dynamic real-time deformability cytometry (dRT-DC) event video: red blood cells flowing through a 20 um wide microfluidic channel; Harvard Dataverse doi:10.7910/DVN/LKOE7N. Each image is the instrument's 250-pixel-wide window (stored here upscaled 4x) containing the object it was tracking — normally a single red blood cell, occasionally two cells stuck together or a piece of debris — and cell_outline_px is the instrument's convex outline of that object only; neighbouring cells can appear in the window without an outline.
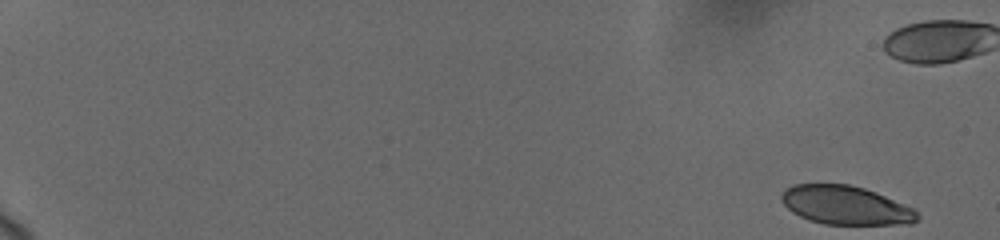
{"species": "human", "species_latin": "Homo sapiens", "temperature_condition": "cold", "stored_images_in_passage": 20, "camera_frame_rate_fps": 3000, "um_per_image_px": 0.085, "donor": {"sex": "female"}, "frame": {"image": 1, "passage_image": 1, "time_ms": 0.0, "image_size_px": [1000, 240], "cell_outline_px": [[920, 220], [912, 224], [824, 224], [800, 216], [792, 212], [780, 200], [780, 196], [784, 188], [792, 184], [848, 184], [864, 188], [876, 192], [916, 208], [920, 216]], "centroid_in_image_um": [71.92, 17.44], "position_along_channel_um": 13.1, "area_um2": 30.98}}
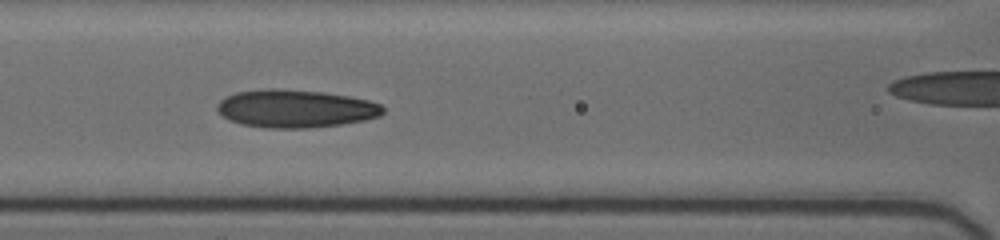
{"frame": {"image": 2, "passage_image": 17, "time_ms": 9.0, "image_size_px": [1000, 240], "cell_outline_px": [[384, 112], [380, 116], [364, 120], [340, 124], [308, 128], [268, 128], [240, 124], [228, 120], [216, 108], [216, 104], [220, 100], [236, 92], [272, 88], [324, 92], [348, 96], [368, 100], [380, 104], [384, 108]], "centroid_in_image_um": [25.11, 9.24], "position_along_channel_um": 141.5, "area_um2": 36.53}}